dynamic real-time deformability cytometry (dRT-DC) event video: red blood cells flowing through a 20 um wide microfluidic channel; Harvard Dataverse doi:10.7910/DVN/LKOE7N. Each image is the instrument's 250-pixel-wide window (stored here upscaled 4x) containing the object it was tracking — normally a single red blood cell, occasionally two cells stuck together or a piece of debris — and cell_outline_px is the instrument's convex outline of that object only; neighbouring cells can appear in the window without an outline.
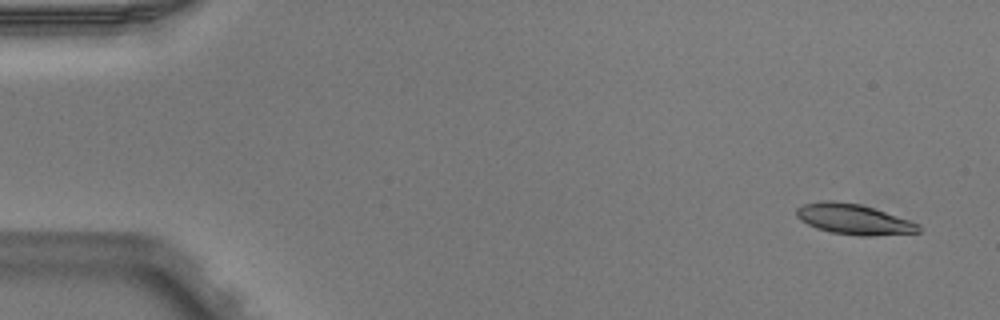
{"species": "Egyptian fruit bat (a non-hibernating species)", "species_latin": "Rousettus aegyptiacus", "temperature_condition": "warm", "stored_images_in_passage": 4, "camera_frame_rate_fps": 3000, "um_per_image_px": 0.085, "animal": {"sex": "male"}, "frame": {"image": 1, "passage_image": 1, "time_ms": 0.0, "image_size_px": [1000, 320], "cell_outline_px": [[920, 232], [868, 236], [860, 236], [832, 232], [816, 228], [800, 220], [796, 216], [796, 208], [804, 204], [824, 200], [836, 200], [860, 204], [920, 224]], "centroid_in_image_um": [72.52, 18.63], "position_along_channel_um": 12.5, "area_um2": 21.44}}
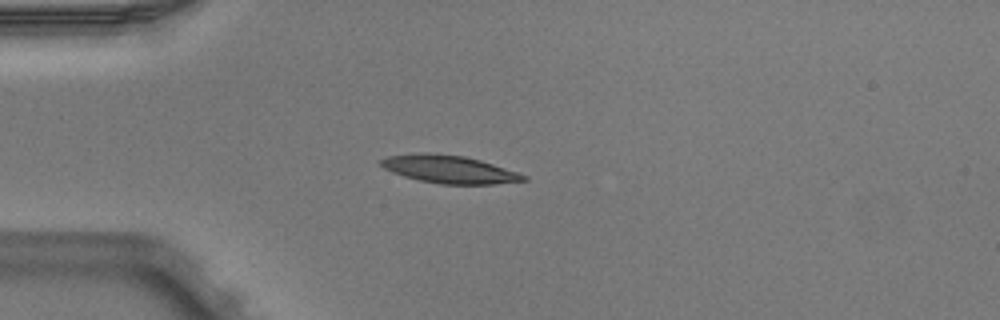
{"frame": {"image": 2, "passage_image": 4, "time_ms": 1.0, "image_size_px": [1000, 320], "cell_outline_px": [[528, 180], [492, 184], [440, 184], [420, 180], [404, 176], [392, 172], [384, 168], [380, 164], [380, 160], [388, 156], [420, 152], [428, 152], [464, 156], [480, 160], [528, 176]], "centroid_in_image_um": [38.16, 14.38], "position_along_channel_um": 46.8, "area_um2": 22.95}}